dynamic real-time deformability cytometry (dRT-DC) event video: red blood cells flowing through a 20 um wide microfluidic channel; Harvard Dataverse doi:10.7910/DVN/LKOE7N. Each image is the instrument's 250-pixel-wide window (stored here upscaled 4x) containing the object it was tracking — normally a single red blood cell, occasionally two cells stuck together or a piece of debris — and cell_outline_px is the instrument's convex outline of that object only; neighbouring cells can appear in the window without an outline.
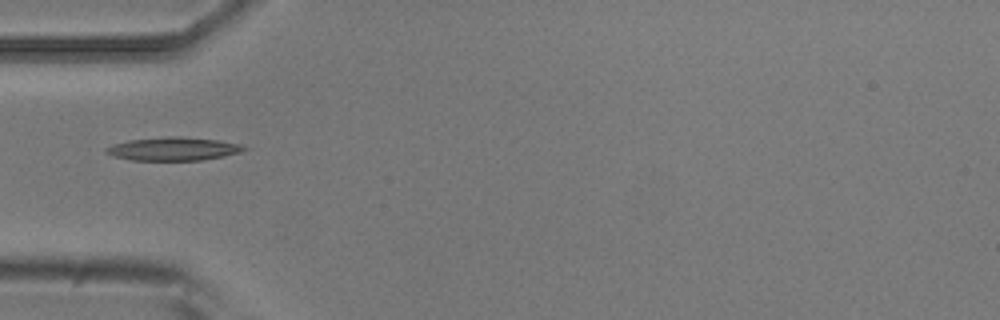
{"species": "common noctule bat (a hibernating species)", "species_latin": "Nyctalus noctula", "temperature_condition": "room temperature", "stored_images_in_passage": 31, "camera_frame_rate_fps": 3000, "um_per_image_px": 0.085, "animal": {"sex": "male", "body_mass_g": 20.5, "forearm_length_mm": 52.5}, "frame": {"image": 1, "passage_image": 1, "time_ms": 0.0, "image_size_px": [1000, 320], "cell_outline_px": [[248, 148], [240, 152], [224, 156], [200, 160], [132, 160], [112, 156], [104, 152], [104, 148], [112, 144], [128, 140], [168, 136], [180, 136], [220, 140], [240, 144]], "centroid_in_image_um": [14.7, 12.64], "position_along_channel_um": 70.3, "area_um2": 18.84}}
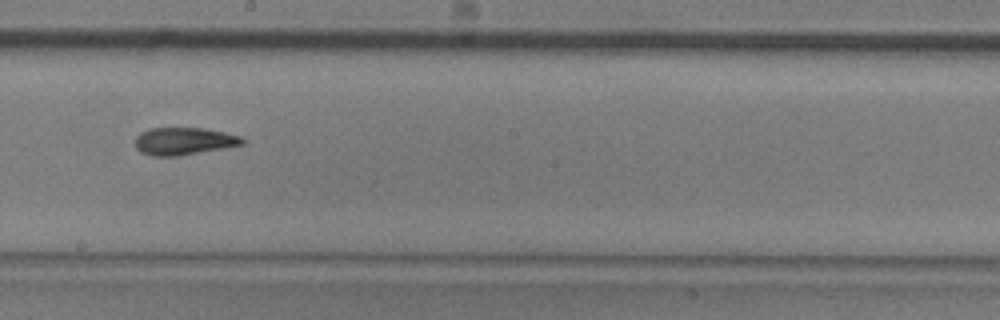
{"frame": {"image": 2, "passage_image": 14, "time_ms": 4.333, "image_size_px": [1000, 320], "cell_outline_px": [[244, 144], [180, 156], [152, 156], [140, 152], [136, 148], [136, 136], [140, 132], [148, 128], [204, 128], [224, 132], [240, 136], [244, 140]], "centroid_in_image_um": [15.6, 12.0], "position_along_channel_um": 232.6, "area_um2": 17.17}}
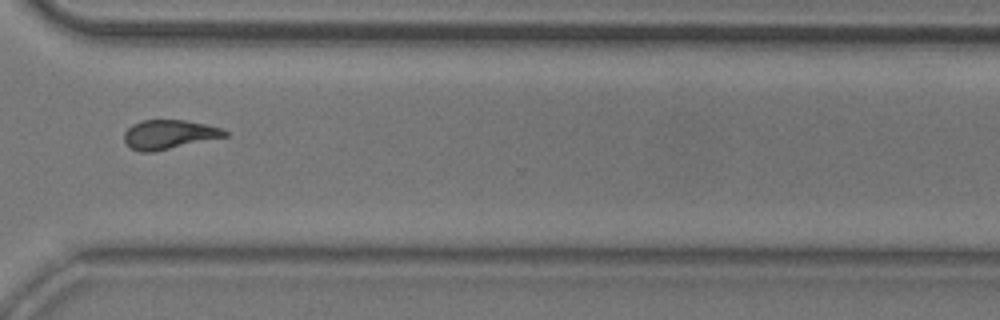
{"frame": {"image": 3, "passage_image": 24, "time_ms": 7.667, "image_size_px": [1000, 320], "cell_outline_px": [[228, 136], [152, 152], [140, 152], [132, 148], [124, 140], [124, 132], [132, 124], [140, 120], [184, 120], [204, 124], [220, 128], [228, 132]], "centroid_in_image_um": [14.35, 11.42], "position_along_channel_um": 356.3, "area_um2": 16.94}, "authors_computed_cell_mechanics": {"area_um2": 17.3978, "velocity_mm_per_s": 3.7207, "shape_relaxation_time_tau1_ms": 6.4547, "shape_relaxation_time_tau2_ms": 4.6003, "deformation_change_tau1": 0.194, "deformation_change_tau2": 0.1217}}